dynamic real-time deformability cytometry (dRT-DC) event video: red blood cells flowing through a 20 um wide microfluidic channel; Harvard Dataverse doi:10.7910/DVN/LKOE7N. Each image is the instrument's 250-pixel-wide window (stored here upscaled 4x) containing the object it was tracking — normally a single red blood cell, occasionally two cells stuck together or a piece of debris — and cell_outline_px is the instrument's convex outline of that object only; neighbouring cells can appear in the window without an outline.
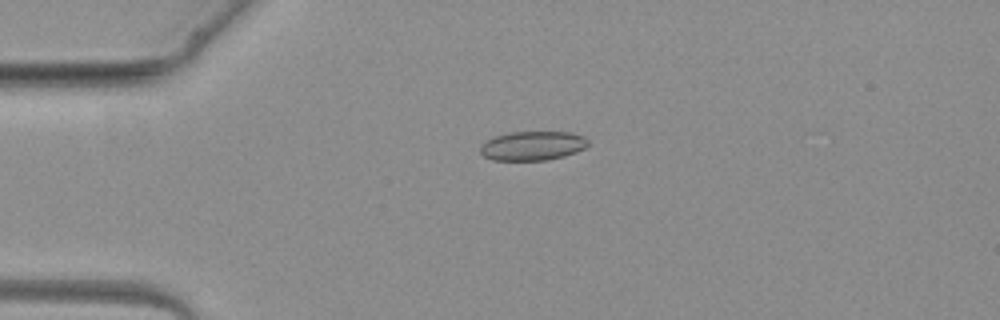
{"species": "common noctule bat (a hibernating species)", "species_latin": "Nyctalus noctula", "temperature_condition": "warm", "stored_images_in_passage": 2, "camera_frame_rate_fps": 3000, "um_per_image_px": 0.085, "animal": {"sex": "female", "body_mass_g": 19.3, "forearm_length_mm": 54.1}, "frame": {"image": 1, "passage_image": 1, "time_ms": 0.0, "image_size_px": [1000, 320], "cell_outline_px": [[588, 144], [584, 148], [576, 152], [564, 156], [548, 160], [492, 160], [484, 156], [480, 152], [480, 144], [496, 136], [508, 132], [572, 132], [584, 136], [588, 140]], "centroid_in_image_um": [45.27, 12.39], "position_along_channel_um": 39.7, "area_um2": 18.38}}